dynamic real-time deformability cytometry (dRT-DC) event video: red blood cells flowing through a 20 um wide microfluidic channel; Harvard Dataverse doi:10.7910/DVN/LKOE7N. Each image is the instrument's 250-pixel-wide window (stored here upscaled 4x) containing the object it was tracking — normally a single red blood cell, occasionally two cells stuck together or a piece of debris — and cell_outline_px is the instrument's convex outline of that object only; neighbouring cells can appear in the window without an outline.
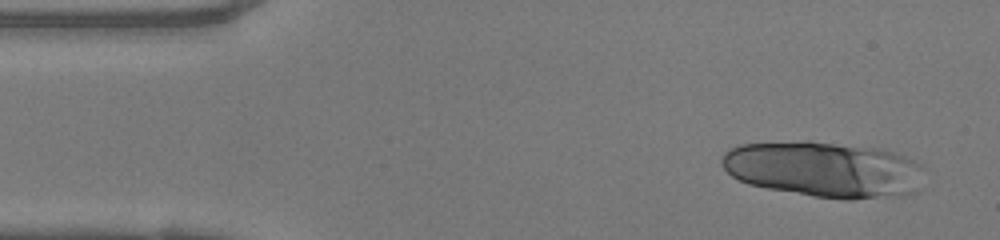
{"species": "human", "species_latin": "Homo sapiens", "temperature_condition": "warm", "stored_images_in_passage": 35, "camera_frame_rate_fps": 3000, "um_per_image_px": 0.085, "donor": {"sex": "female"}, "frame": {"image": 1, "passage_image": 3, "time_ms": 0.667, "image_size_px": [1000, 240], "cell_outline_px": [[920, 188], [916, 192], [904, 196], [852, 200], [844, 200], [812, 196], [768, 188], [748, 184], [732, 176], [720, 164], [720, 160], [724, 152], [728, 148], [736, 144], [804, 140], [808, 140], [884, 148], [904, 156], [920, 164]], "centroid_in_image_um": [70.02, 14.39], "position_along_channel_um": 15.0, "area_um2": 66.87}}